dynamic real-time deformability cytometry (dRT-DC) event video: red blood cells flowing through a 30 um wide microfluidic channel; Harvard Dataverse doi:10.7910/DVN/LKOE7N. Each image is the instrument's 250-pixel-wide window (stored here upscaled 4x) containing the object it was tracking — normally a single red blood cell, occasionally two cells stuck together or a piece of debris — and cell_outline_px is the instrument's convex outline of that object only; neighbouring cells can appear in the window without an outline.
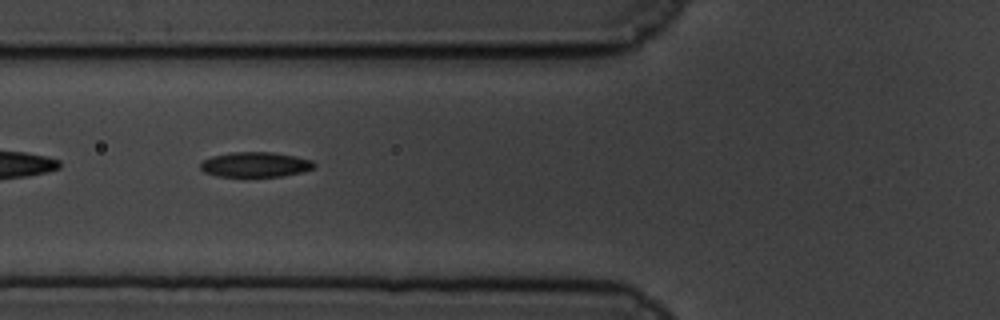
{"species": "common noctule bat (a hibernating species)", "species_latin": "Nyctalus noctula", "temperature_condition": "cold", "stored_images_in_passage": 43, "segment_of_instrument_passage": [1, 2], "camera_frame_rate_fps": 3000, "um_per_image_px": 0.085, "animal": {"sex": "male", "body_mass_g": 19.5, "forearm_length_mm": 54.6}, "frame": {"image": 1, "passage_image": 5, "time_ms": 1.333, "image_size_px": [1000, 320], "cell_outline_px": [[316, 164], [312, 168], [300, 172], [284, 176], [216, 176], [204, 172], [200, 168], [200, 164], [204, 160], [212, 156], [232, 152], [272, 152], [296, 156], [312, 160]], "centroid_in_image_um": [21.69, 13.98], "position_along_channel_um": 104.1, "area_um2": 16.47}}
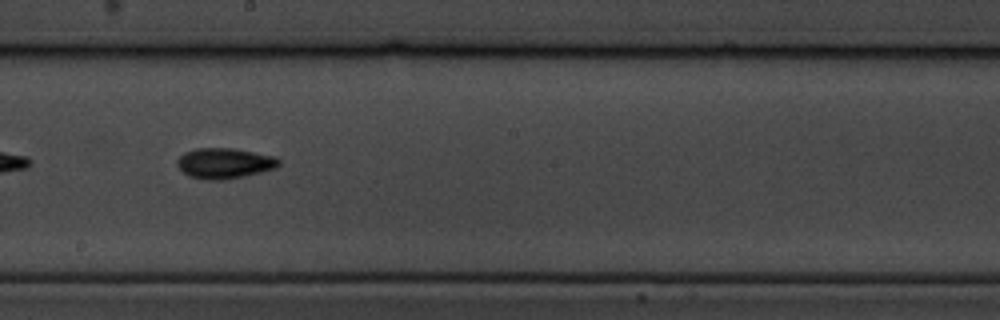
{"frame": {"image": 2, "passage_image": 16, "time_ms": 5.0, "image_size_px": [1000, 320], "cell_outline_px": [[280, 164], [276, 168], [244, 176], [224, 180], [208, 180], [188, 176], [176, 164], [176, 160], [184, 152], [196, 148], [232, 148], [276, 156], [280, 160]], "centroid_in_image_um": [19.08, 13.87], "position_along_channel_um": 229.1, "area_um2": 18.15}}
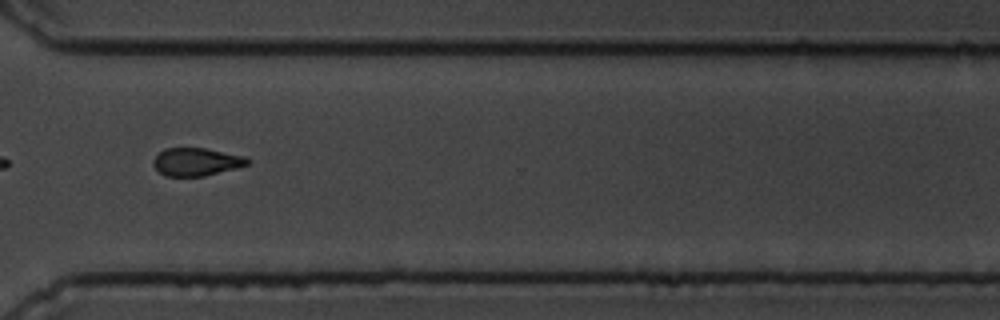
{"frame": {"image": 3, "passage_image": 27, "time_ms": 8.667, "image_size_px": [1000, 320], "cell_outline_px": [[248, 164], [236, 168], [204, 176], [164, 176], [152, 164], [152, 160], [164, 148], [204, 148], [244, 156], [248, 160]], "centroid_in_image_um": [16.65, 13.76], "position_along_channel_um": 354.0, "area_um2": 15.14}}